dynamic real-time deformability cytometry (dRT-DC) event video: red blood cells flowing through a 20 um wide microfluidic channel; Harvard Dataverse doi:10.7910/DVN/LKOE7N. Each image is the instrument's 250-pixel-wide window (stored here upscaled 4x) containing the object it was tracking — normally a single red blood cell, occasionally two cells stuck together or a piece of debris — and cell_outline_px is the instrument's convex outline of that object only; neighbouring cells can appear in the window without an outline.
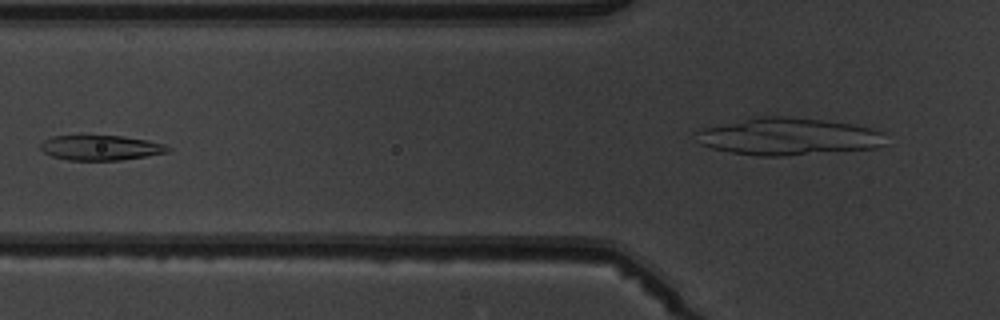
{"species": "common noctule bat (a hibernating species)", "species_latin": "Nyctalus noctula", "temperature_condition": "warm", "stored_images_in_passage": 5, "camera_frame_rate_fps": 3000, "um_per_image_px": 0.085, "animal": {"sex": "male", "body_mass_g": 19.5, "forearm_length_mm": 54.6}, "frame": {"image": 1, "passage_image": 4, "time_ms": 3.333, "image_size_px": [1000, 320], "cell_outline_px": [[172, 148], [168, 152], [120, 160], [68, 160], [52, 156], [44, 152], [40, 148], [40, 144], [44, 140], [52, 136], [124, 136], [148, 140], [164, 144]], "centroid_in_image_um": [8.56, 12.55], "position_along_channel_um": 117.2, "area_um2": 18.44}}